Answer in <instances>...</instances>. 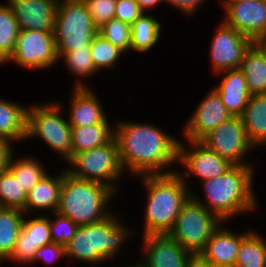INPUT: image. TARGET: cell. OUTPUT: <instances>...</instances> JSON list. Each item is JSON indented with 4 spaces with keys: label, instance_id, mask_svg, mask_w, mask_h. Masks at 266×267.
<instances>
[{
    "label": "cell",
    "instance_id": "48",
    "mask_svg": "<svg viewBox=\"0 0 266 267\" xmlns=\"http://www.w3.org/2000/svg\"><path fill=\"white\" fill-rule=\"evenodd\" d=\"M208 267H234V266L223 265V264H214V263L208 262Z\"/></svg>",
    "mask_w": 266,
    "mask_h": 267
},
{
    "label": "cell",
    "instance_id": "2",
    "mask_svg": "<svg viewBox=\"0 0 266 267\" xmlns=\"http://www.w3.org/2000/svg\"><path fill=\"white\" fill-rule=\"evenodd\" d=\"M121 212L115 209L99 222L78 227L75 235L65 246L66 260L68 263L70 261L67 267L72 266V262L83 263L88 267H102L103 264L119 260L118 257L126 253L124 246H129L128 242L132 239L134 242L135 235L134 227H130L124 221Z\"/></svg>",
    "mask_w": 266,
    "mask_h": 267
},
{
    "label": "cell",
    "instance_id": "45",
    "mask_svg": "<svg viewBox=\"0 0 266 267\" xmlns=\"http://www.w3.org/2000/svg\"><path fill=\"white\" fill-rule=\"evenodd\" d=\"M253 44L257 47L260 52L266 58V32L258 35L254 40Z\"/></svg>",
    "mask_w": 266,
    "mask_h": 267
},
{
    "label": "cell",
    "instance_id": "18",
    "mask_svg": "<svg viewBox=\"0 0 266 267\" xmlns=\"http://www.w3.org/2000/svg\"><path fill=\"white\" fill-rule=\"evenodd\" d=\"M223 11L222 20L252 40L266 32L265 0H246L229 4Z\"/></svg>",
    "mask_w": 266,
    "mask_h": 267
},
{
    "label": "cell",
    "instance_id": "3",
    "mask_svg": "<svg viewBox=\"0 0 266 267\" xmlns=\"http://www.w3.org/2000/svg\"><path fill=\"white\" fill-rule=\"evenodd\" d=\"M254 167L233 165L221 176L200 182L203 193L200 195L193 188L191 196L229 225L240 214H256L260 202L254 188L257 174Z\"/></svg>",
    "mask_w": 266,
    "mask_h": 267
},
{
    "label": "cell",
    "instance_id": "31",
    "mask_svg": "<svg viewBox=\"0 0 266 267\" xmlns=\"http://www.w3.org/2000/svg\"><path fill=\"white\" fill-rule=\"evenodd\" d=\"M90 54L95 66V69L99 72L102 71H115L118 69L119 61L122 60L121 57L126 54L110 43L101 34L97 33L90 44ZM115 69V70H114Z\"/></svg>",
    "mask_w": 266,
    "mask_h": 267
},
{
    "label": "cell",
    "instance_id": "16",
    "mask_svg": "<svg viewBox=\"0 0 266 267\" xmlns=\"http://www.w3.org/2000/svg\"><path fill=\"white\" fill-rule=\"evenodd\" d=\"M72 93L69 104L65 105L62 100H56L64 110H67V119L71 127L88 126L100 124L102 122H111L106 115L105 105L102 104L100 96L96 94L93 88H71ZM67 106V107H65Z\"/></svg>",
    "mask_w": 266,
    "mask_h": 267
},
{
    "label": "cell",
    "instance_id": "40",
    "mask_svg": "<svg viewBox=\"0 0 266 267\" xmlns=\"http://www.w3.org/2000/svg\"><path fill=\"white\" fill-rule=\"evenodd\" d=\"M144 12L136 0H117L114 18L132 25Z\"/></svg>",
    "mask_w": 266,
    "mask_h": 267
},
{
    "label": "cell",
    "instance_id": "10",
    "mask_svg": "<svg viewBox=\"0 0 266 267\" xmlns=\"http://www.w3.org/2000/svg\"><path fill=\"white\" fill-rule=\"evenodd\" d=\"M181 140L182 137L179 140L177 156V164L180 168L176 169V173L191 191L193 188L191 177H196L199 182H202L221 176L233 166L227 159L210 150L202 142ZM181 166L184 167V172L181 171Z\"/></svg>",
    "mask_w": 266,
    "mask_h": 267
},
{
    "label": "cell",
    "instance_id": "33",
    "mask_svg": "<svg viewBox=\"0 0 266 267\" xmlns=\"http://www.w3.org/2000/svg\"><path fill=\"white\" fill-rule=\"evenodd\" d=\"M27 193L8 170L0 172V207L24 210Z\"/></svg>",
    "mask_w": 266,
    "mask_h": 267
},
{
    "label": "cell",
    "instance_id": "34",
    "mask_svg": "<svg viewBox=\"0 0 266 267\" xmlns=\"http://www.w3.org/2000/svg\"><path fill=\"white\" fill-rule=\"evenodd\" d=\"M22 228L30 234L31 240L34 244H37L38 247H42L53 242L50 235V213L25 214Z\"/></svg>",
    "mask_w": 266,
    "mask_h": 267
},
{
    "label": "cell",
    "instance_id": "47",
    "mask_svg": "<svg viewBox=\"0 0 266 267\" xmlns=\"http://www.w3.org/2000/svg\"><path fill=\"white\" fill-rule=\"evenodd\" d=\"M116 267H117V265H116ZM119 267H143V264H142V262L138 259L137 261H135L134 263H132V264H122V266H119Z\"/></svg>",
    "mask_w": 266,
    "mask_h": 267
},
{
    "label": "cell",
    "instance_id": "23",
    "mask_svg": "<svg viewBox=\"0 0 266 267\" xmlns=\"http://www.w3.org/2000/svg\"><path fill=\"white\" fill-rule=\"evenodd\" d=\"M155 18L154 14L143 13L131 25L130 52L134 54L147 53L154 50L155 46L162 41L163 26L162 22ZM161 22V23H160Z\"/></svg>",
    "mask_w": 266,
    "mask_h": 267
},
{
    "label": "cell",
    "instance_id": "28",
    "mask_svg": "<svg viewBox=\"0 0 266 267\" xmlns=\"http://www.w3.org/2000/svg\"><path fill=\"white\" fill-rule=\"evenodd\" d=\"M239 69L251 95L266 94V58L254 44L246 51Z\"/></svg>",
    "mask_w": 266,
    "mask_h": 267
},
{
    "label": "cell",
    "instance_id": "14",
    "mask_svg": "<svg viewBox=\"0 0 266 267\" xmlns=\"http://www.w3.org/2000/svg\"><path fill=\"white\" fill-rule=\"evenodd\" d=\"M230 113L218 93L210 88L196 105L188 119L183 123V140L200 141L222 122L228 120Z\"/></svg>",
    "mask_w": 266,
    "mask_h": 267
},
{
    "label": "cell",
    "instance_id": "44",
    "mask_svg": "<svg viewBox=\"0 0 266 267\" xmlns=\"http://www.w3.org/2000/svg\"><path fill=\"white\" fill-rule=\"evenodd\" d=\"M144 13H151V9L164 5V0H136ZM162 4V5H161Z\"/></svg>",
    "mask_w": 266,
    "mask_h": 267
},
{
    "label": "cell",
    "instance_id": "4",
    "mask_svg": "<svg viewBox=\"0 0 266 267\" xmlns=\"http://www.w3.org/2000/svg\"><path fill=\"white\" fill-rule=\"evenodd\" d=\"M133 179L141 181L146 199L141 230L133 228L135 237L153 234H168L182 206L191 196L182 178L176 173L141 175ZM140 231V232H138Z\"/></svg>",
    "mask_w": 266,
    "mask_h": 267
},
{
    "label": "cell",
    "instance_id": "22",
    "mask_svg": "<svg viewBox=\"0 0 266 267\" xmlns=\"http://www.w3.org/2000/svg\"><path fill=\"white\" fill-rule=\"evenodd\" d=\"M28 104L0 97V138L25 143Z\"/></svg>",
    "mask_w": 266,
    "mask_h": 267
},
{
    "label": "cell",
    "instance_id": "7",
    "mask_svg": "<svg viewBox=\"0 0 266 267\" xmlns=\"http://www.w3.org/2000/svg\"><path fill=\"white\" fill-rule=\"evenodd\" d=\"M63 165L72 177L104 184L117 195L121 192L119 185L127 176L114 137L105 145L75 153Z\"/></svg>",
    "mask_w": 266,
    "mask_h": 267
},
{
    "label": "cell",
    "instance_id": "42",
    "mask_svg": "<svg viewBox=\"0 0 266 267\" xmlns=\"http://www.w3.org/2000/svg\"><path fill=\"white\" fill-rule=\"evenodd\" d=\"M10 140L0 138V172L8 168L11 156L17 146ZM14 147V148H13Z\"/></svg>",
    "mask_w": 266,
    "mask_h": 267
},
{
    "label": "cell",
    "instance_id": "43",
    "mask_svg": "<svg viewBox=\"0 0 266 267\" xmlns=\"http://www.w3.org/2000/svg\"><path fill=\"white\" fill-rule=\"evenodd\" d=\"M186 267H208V261L200 253H192Z\"/></svg>",
    "mask_w": 266,
    "mask_h": 267
},
{
    "label": "cell",
    "instance_id": "25",
    "mask_svg": "<svg viewBox=\"0 0 266 267\" xmlns=\"http://www.w3.org/2000/svg\"><path fill=\"white\" fill-rule=\"evenodd\" d=\"M57 54L59 57V64L61 62L65 68L67 67L68 74H72V77L74 78L72 88H91L87 82L90 78H95L97 73L99 76V72L95 69L90 54V44L85 48L74 49L68 53Z\"/></svg>",
    "mask_w": 266,
    "mask_h": 267
},
{
    "label": "cell",
    "instance_id": "8",
    "mask_svg": "<svg viewBox=\"0 0 266 267\" xmlns=\"http://www.w3.org/2000/svg\"><path fill=\"white\" fill-rule=\"evenodd\" d=\"M97 33L83 0H59L54 27L57 53L85 48Z\"/></svg>",
    "mask_w": 266,
    "mask_h": 267
},
{
    "label": "cell",
    "instance_id": "9",
    "mask_svg": "<svg viewBox=\"0 0 266 267\" xmlns=\"http://www.w3.org/2000/svg\"><path fill=\"white\" fill-rule=\"evenodd\" d=\"M222 223L224 222L216 214L190 196L168 235L184 249L200 253Z\"/></svg>",
    "mask_w": 266,
    "mask_h": 267
},
{
    "label": "cell",
    "instance_id": "19",
    "mask_svg": "<svg viewBox=\"0 0 266 267\" xmlns=\"http://www.w3.org/2000/svg\"><path fill=\"white\" fill-rule=\"evenodd\" d=\"M225 222L211 235L205 248L200 254L208 261L214 264H223L234 266L239 252L241 240L252 230L233 231L228 228Z\"/></svg>",
    "mask_w": 266,
    "mask_h": 267
},
{
    "label": "cell",
    "instance_id": "37",
    "mask_svg": "<svg viewBox=\"0 0 266 267\" xmlns=\"http://www.w3.org/2000/svg\"><path fill=\"white\" fill-rule=\"evenodd\" d=\"M78 227L70 218L57 212L50 213V235L53 242L66 246Z\"/></svg>",
    "mask_w": 266,
    "mask_h": 267
},
{
    "label": "cell",
    "instance_id": "11",
    "mask_svg": "<svg viewBox=\"0 0 266 267\" xmlns=\"http://www.w3.org/2000/svg\"><path fill=\"white\" fill-rule=\"evenodd\" d=\"M15 64L27 70H49L59 65L54 32L20 30L13 54L4 64Z\"/></svg>",
    "mask_w": 266,
    "mask_h": 267
},
{
    "label": "cell",
    "instance_id": "30",
    "mask_svg": "<svg viewBox=\"0 0 266 267\" xmlns=\"http://www.w3.org/2000/svg\"><path fill=\"white\" fill-rule=\"evenodd\" d=\"M234 267H266V238L252 229L242 240Z\"/></svg>",
    "mask_w": 266,
    "mask_h": 267
},
{
    "label": "cell",
    "instance_id": "6",
    "mask_svg": "<svg viewBox=\"0 0 266 267\" xmlns=\"http://www.w3.org/2000/svg\"><path fill=\"white\" fill-rule=\"evenodd\" d=\"M37 103V104H36ZM64 112V113H63ZM67 113L52 98L51 101L31 103L27 108L26 139L44 143L51 152L66 163L72 157V127Z\"/></svg>",
    "mask_w": 266,
    "mask_h": 267
},
{
    "label": "cell",
    "instance_id": "5",
    "mask_svg": "<svg viewBox=\"0 0 266 267\" xmlns=\"http://www.w3.org/2000/svg\"><path fill=\"white\" fill-rule=\"evenodd\" d=\"M114 197L119 196L110 187L72 177L63 166L56 212L70 218L78 226L89 225L105 219L115 210L114 203H111Z\"/></svg>",
    "mask_w": 266,
    "mask_h": 267
},
{
    "label": "cell",
    "instance_id": "26",
    "mask_svg": "<svg viewBox=\"0 0 266 267\" xmlns=\"http://www.w3.org/2000/svg\"><path fill=\"white\" fill-rule=\"evenodd\" d=\"M11 156L8 164V170L13 174L15 179L22 186L23 190L28 193L46 174L49 170L45 163L39 160L36 156L22 155L17 158V154ZM15 155V156H14ZM16 157V158H15ZM36 157V158H35ZM47 168V169H46Z\"/></svg>",
    "mask_w": 266,
    "mask_h": 267
},
{
    "label": "cell",
    "instance_id": "29",
    "mask_svg": "<svg viewBox=\"0 0 266 267\" xmlns=\"http://www.w3.org/2000/svg\"><path fill=\"white\" fill-rule=\"evenodd\" d=\"M25 212L8 207H0V264L12 253L22 228Z\"/></svg>",
    "mask_w": 266,
    "mask_h": 267
},
{
    "label": "cell",
    "instance_id": "36",
    "mask_svg": "<svg viewBox=\"0 0 266 267\" xmlns=\"http://www.w3.org/2000/svg\"><path fill=\"white\" fill-rule=\"evenodd\" d=\"M39 249L37 244L30 238V234H28L23 228L20 229L17 237L16 244L10 256L1 264H10L12 262L16 265H23V266H31L33 265V257L35 251Z\"/></svg>",
    "mask_w": 266,
    "mask_h": 267
},
{
    "label": "cell",
    "instance_id": "13",
    "mask_svg": "<svg viewBox=\"0 0 266 267\" xmlns=\"http://www.w3.org/2000/svg\"><path fill=\"white\" fill-rule=\"evenodd\" d=\"M220 21L217 28L213 29L215 32H212L209 43L208 58L213 77L226 70L239 69L246 51L253 44L251 38L227 25L222 17Z\"/></svg>",
    "mask_w": 266,
    "mask_h": 267
},
{
    "label": "cell",
    "instance_id": "38",
    "mask_svg": "<svg viewBox=\"0 0 266 267\" xmlns=\"http://www.w3.org/2000/svg\"><path fill=\"white\" fill-rule=\"evenodd\" d=\"M88 8L93 24L99 28L114 19L117 0H83Z\"/></svg>",
    "mask_w": 266,
    "mask_h": 267
},
{
    "label": "cell",
    "instance_id": "46",
    "mask_svg": "<svg viewBox=\"0 0 266 267\" xmlns=\"http://www.w3.org/2000/svg\"><path fill=\"white\" fill-rule=\"evenodd\" d=\"M242 1H246V0H219L218 4L221 7V9L223 8L224 10L229 4L238 3Z\"/></svg>",
    "mask_w": 266,
    "mask_h": 267
},
{
    "label": "cell",
    "instance_id": "27",
    "mask_svg": "<svg viewBox=\"0 0 266 267\" xmlns=\"http://www.w3.org/2000/svg\"><path fill=\"white\" fill-rule=\"evenodd\" d=\"M114 122L72 127V156L105 145L114 137Z\"/></svg>",
    "mask_w": 266,
    "mask_h": 267
},
{
    "label": "cell",
    "instance_id": "20",
    "mask_svg": "<svg viewBox=\"0 0 266 267\" xmlns=\"http://www.w3.org/2000/svg\"><path fill=\"white\" fill-rule=\"evenodd\" d=\"M223 75V76H222ZM220 82L212 87L218 93L231 116H241L251 96L246 78L240 69H231L216 74Z\"/></svg>",
    "mask_w": 266,
    "mask_h": 267
},
{
    "label": "cell",
    "instance_id": "32",
    "mask_svg": "<svg viewBox=\"0 0 266 267\" xmlns=\"http://www.w3.org/2000/svg\"><path fill=\"white\" fill-rule=\"evenodd\" d=\"M19 23L13 16L12 10L5 1L0 4V67L13 54L16 38L20 33Z\"/></svg>",
    "mask_w": 266,
    "mask_h": 267
},
{
    "label": "cell",
    "instance_id": "15",
    "mask_svg": "<svg viewBox=\"0 0 266 267\" xmlns=\"http://www.w3.org/2000/svg\"><path fill=\"white\" fill-rule=\"evenodd\" d=\"M141 239L138 257L143 267H186L192 254L168 234L145 235Z\"/></svg>",
    "mask_w": 266,
    "mask_h": 267
},
{
    "label": "cell",
    "instance_id": "35",
    "mask_svg": "<svg viewBox=\"0 0 266 267\" xmlns=\"http://www.w3.org/2000/svg\"><path fill=\"white\" fill-rule=\"evenodd\" d=\"M98 33L126 55L130 54L131 25L114 18L99 27Z\"/></svg>",
    "mask_w": 266,
    "mask_h": 267
},
{
    "label": "cell",
    "instance_id": "12",
    "mask_svg": "<svg viewBox=\"0 0 266 267\" xmlns=\"http://www.w3.org/2000/svg\"><path fill=\"white\" fill-rule=\"evenodd\" d=\"M200 142L233 165L254 164L247 157L257 149L249 140L240 116H232L222 122Z\"/></svg>",
    "mask_w": 266,
    "mask_h": 267
},
{
    "label": "cell",
    "instance_id": "21",
    "mask_svg": "<svg viewBox=\"0 0 266 267\" xmlns=\"http://www.w3.org/2000/svg\"><path fill=\"white\" fill-rule=\"evenodd\" d=\"M54 175H53V174ZM63 180V167L56 174L48 173L28 193L25 214H49L57 211L60 189Z\"/></svg>",
    "mask_w": 266,
    "mask_h": 267
},
{
    "label": "cell",
    "instance_id": "24",
    "mask_svg": "<svg viewBox=\"0 0 266 267\" xmlns=\"http://www.w3.org/2000/svg\"><path fill=\"white\" fill-rule=\"evenodd\" d=\"M240 117L255 148H266V94L251 95Z\"/></svg>",
    "mask_w": 266,
    "mask_h": 267
},
{
    "label": "cell",
    "instance_id": "1",
    "mask_svg": "<svg viewBox=\"0 0 266 267\" xmlns=\"http://www.w3.org/2000/svg\"><path fill=\"white\" fill-rule=\"evenodd\" d=\"M117 120L114 138L128 178L176 172L179 135L152 122Z\"/></svg>",
    "mask_w": 266,
    "mask_h": 267
},
{
    "label": "cell",
    "instance_id": "39",
    "mask_svg": "<svg viewBox=\"0 0 266 267\" xmlns=\"http://www.w3.org/2000/svg\"><path fill=\"white\" fill-rule=\"evenodd\" d=\"M66 260L65 246L51 242L47 245L39 247L34 253L33 265L44 262L46 265L57 264L59 260ZM35 263V264H34Z\"/></svg>",
    "mask_w": 266,
    "mask_h": 267
},
{
    "label": "cell",
    "instance_id": "41",
    "mask_svg": "<svg viewBox=\"0 0 266 267\" xmlns=\"http://www.w3.org/2000/svg\"><path fill=\"white\" fill-rule=\"evenodd\" d=\"M208 0H164V4L172 9L176 10L177 12L183 14V17H187L188 20L191 17H194L197 13H201L203 5L206 4ZM197 12V13H196ZM190 17V18H189Z\"/></svg>",
    "mask_w": 266,
    "mask_h": 267
},
{
    "label": "cell",
    "instance_id": "17",
    "mask_svg": "<svg viewBox=\"0 0 266 267\" xmlns=\"http://www.w3.org/2000/svg\"><path fill=\"white\" fill-rule=\"evenodd\" d=\"M21 30L54 32L59 0H6Z\"/></svg>",
    "mask_w": 266,
    "mask_h": 267
}]
</instances>
